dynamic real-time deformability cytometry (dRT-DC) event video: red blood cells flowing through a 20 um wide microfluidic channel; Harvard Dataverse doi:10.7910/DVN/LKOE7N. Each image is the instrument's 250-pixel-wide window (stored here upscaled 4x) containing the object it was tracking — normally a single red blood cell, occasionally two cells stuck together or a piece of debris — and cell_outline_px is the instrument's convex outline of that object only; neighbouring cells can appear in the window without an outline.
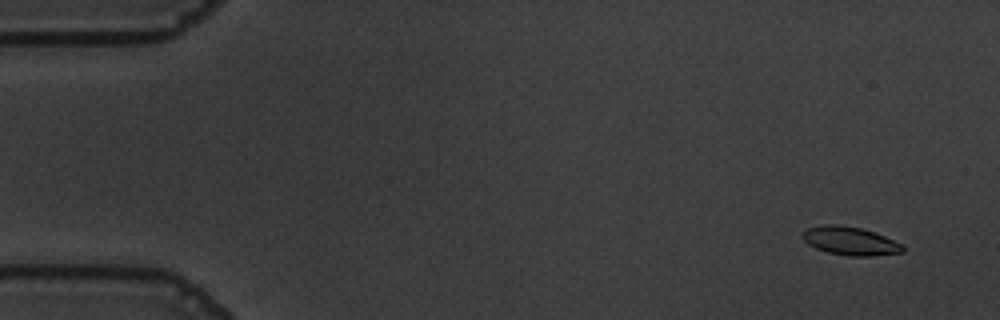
{"species": "common noctule bat (a hibernating species)", "species_latin": "Nyctalus noctula", "temperature_condition": "warm", "stored_images_in_passage": 57, "camera_frame_rate_fps": 3000, "um_per_image_px": 0.085, "animal": {"sex": "male", "body_mass_g": 19.5, "forearm_length_mm": 54.6}, "frame": {"image": 1, "passage_image": 4, "time_ms": 1.0, "image_size_px": [1000, 320], "cell_outline_px": [[904, 252], [872, 256], [848, 256], [828, 252], [816, 248], [808, 244], [800, 236], [808, 228], [824, 224], [836, 224], [860, 228], [884, 236], [904, 244]], "centroid_in_image_um": [72.27, 20.49], "position_along_channel_um": 12.7, "area_um2": 16.53}}
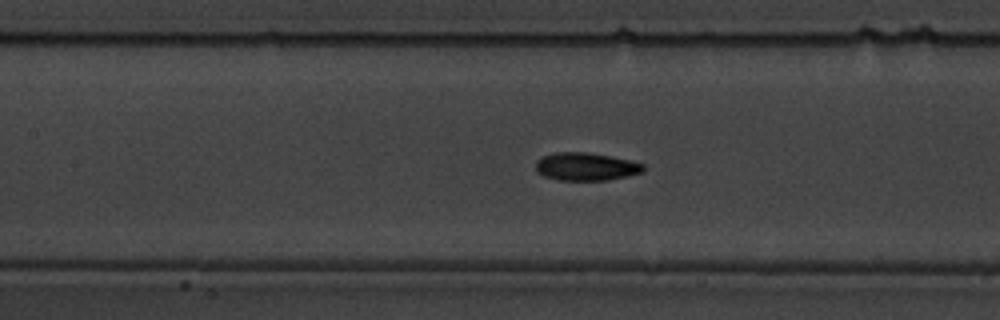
{"frame": {"image": 2, "passage_image": 26, "time_ms": 8.333, "image_size_px": [1000, 320], "cell_outline_px": [[644, 172], [628, 176], [608, 180], [560, 180], [544, 176], [536, 172], [536, 160], [544, 156], [556, 152], [588, 152], [612, 156], [632, 160], [644, 164]], "centroid_in_image_um": [49.84, 14.16], "position_along_channel_um": 157.6, "area_um2": 17.69}}
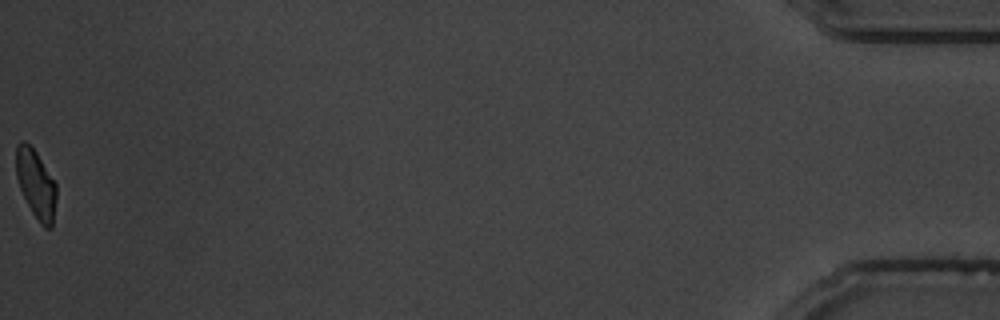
{"frame": {"image": 3, "passage_image": 57, "time_ms": 18.667, "image_size_px": [1000, 320], "cell_outline_px": [[56, 200], [52, 228], [44, 228], [40, 224], [32, 212], [20, 188], [16, 176], [16, 144], [20, 140], [24, 140], [36, 152], [56, 184]], "centroid_in_image_um": [3.05, 15.65], "position_along_channel_um": 432.2, "area_um2": 16.01}, "authors_computed_cell_mechanics": {"area_um2": 17.051, "velocity_mm_per_s": 3.6127, "shape_relaxation_time_tau1_ms": 4.1451, "shape_relaxation_time_tau2_ms": 2.4815, "deformation_change_tau1": 0.1542, "deformation_change_tau2": 0.0797}}